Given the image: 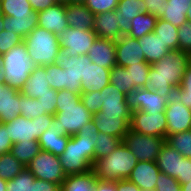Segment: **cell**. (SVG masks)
<instances>
[{"instance_id":"d4e9b609","label":"cell","mask_w":191,"mask_h":191,"mask_svg":"<svg viewBox=\"0 0 191 191\" xmlns=\"http://www.w3.org/2000/svg\"><path fill=\"white\" fill-rule=\"evenodd\" d=\"M66 18L69 27L80 30H93L95 14L85 4H66Z\"/></svg>"},{"instance_id":"ba28073f","label":"cell","mask_w":191,"mask_h":191,"mask_svg":"<svg viewBox=\"0 0 191 191\" xmlns=\"http://www.w3.org/2000/svg\"><path fill=\"white\" fill-rule=\"evenodd\" d=\"M86 60L88 55L69 56L60 50L55 57V64L64 69V89L73 93H82L81 81H85Z\"/></svg>"},{"instance_id":"11a10c76","label":"cell","mask_w":191,"mask_h":191,"mask_svg":"<svg viewBox=\"0 0 191 191\" xmlns=\"http://www.w3.org/2000/svg\"><path fill=\"white\" fill-rule=\"evenodd\" d=\"M61 185L52 182L30 179L29 191H61Z\"/></svg>"},{"instance_id":"9f6ffc18","label":"cell","mask_w":191,"mask_h":191,"mask_svg":"<svg viewBox=\"0 0 191 191\" xmlns=\"http://www.w3.org/2000/svg\"><path fill=\"white\" fill-rule=\"evenodd\" d=\"M8 135V126L0 123V156L11 151L13 143Z\"/></svg>"},{"instance_id":"4dcf8cb0","label":"cell","mask_w":191,"mask_h":191,"mask_svg":"<svg viewBox=\"0 0 191 191\" xmlns=\"http://www.w3.org/2000/svg\"><path fill=\"white\" fill-rule=\"evenodd\" d=\"M157 17L145 11L134 17L130 23L129 31L126 35L131 38L139 39L144 35L154 32Z\"/></svg>"},{"instance_id":"7dc6e473","label":"cell","mask_w":191,"mask_h":191,"mask_svg":"<svg viewBox=\"0 0 191 191\" xmlns=\"http://www.w3.org/2000/svg\"><path fill=\"white\" fill-rule=\"evenodd\" d=\"M155 191H181V184L177 179L159 172L156 180Z\"/></svg>"},{"instance_id":"8d00e7d4","label":"cell","mask_w":191,"mask_h":191,"mask_svg":"<svg viewBox=\"0 0 191 191\" xmlns=\"http://www.w3.org/2000/svg\"><path fill=\"white\" fill-rule=\"evenodd\" d=\"M122 140L116 136H111L98 132V137L94 147V162L100 158L106 157L116 149Z\"/></svg>"},{"instance_id":"ffe728a7","label":"cell","mask_w":191,"mask_h":191,"mask_svg":"<svg viewBox=\"0 0 191 191\" xmlns=\"http://www.w3.org/2000/svg\"><path fill=\"white\" fill-rule=\"evenodd\" d=\"M20 92L24 96L38 99L44 94H56L57 91L50 88L45 67L35 66Z\"/></svg>"},{"instance_id":"680465c9","label":"cell","mask_w":191,"mask_h":191,"mask_svg":"<svg viewBox=\"0 0 191 191\" xmlns=\"http://www.w3.org/2000/svg\"><path fill=\"white\" fill-rule=\"evenodd\" d=\"M95 191H117L116 181L96 179Z\"/></svg>"},{"instance_id":"603a6c76","label":"cell","mask_w":191,"mask_h":191,"mask_svg":"<svg viewBox=\"0 0 191 191\" xmlns=\"http://www.w3.org/2000/svg\"><path fill=\"white\" fill-rule=\"evenodd\" d=\"M111 69L97 66L86 60L85 81H81L82 93L103 90L110 83Z\"/></svg>"},{"instance_id":"5b68a950","label":"cell","mask_w":191,"mask_h":191,"mask_svg":"<svg viewBox=\"0 0 191 191\" xmlns=\"http://www.w3.org/2000/svg\"><path fill=\"white\" fill-rule=\"evenodd\" d=\"M2 60L5 75L4 83L20 91L35 67L29 57L26 44L22 42L13 47L2 55Z\"/></svg>"},{"instance_id":"83f0119b","label":"cell","mask_w":191,"mask_h":191,"mask_svg":"<svg viewBox=\"0 0 191 191\" xmlns=\"http://www.w3.org/2000/svg\"><path fill=\"white\" fill-rule=\"evenodd\" d=\"M144 11L142 0H119L117 8L114 10L116 18L119 20L120 31L126 35L129 31L130 23L134 17Z\"/></svg>"},{"instance_id":"a7ac6f4b","label":"cell","mask_w":191,"mask_h":191,"mask_svg":"<svg viewBox=\"0 0 191 191\" xmlns=\"http://www.w3.org/2000/svg\"><path fill=\"white\" fill-rule=\"evenodd\" d=\"M186 17H187V22L191 23V5L187 10Z\"/></svg>"},{"instance_id":"b9f144b4","label":"cell","mask_w":191,"mask_h":191,"mask_svg":"<svg viewBox=\"0 0 191 191\" xmlns=\"http://www.w3.org/2000/svg\"><path fill=\"white\" fill-rule=\"evenodd\" d=\"M19 103L21 104L20 115L26 118L34 119L40 115H45V113L42 112V106L37 99L24 96L20 91Z\"/></svg>"},{"instance_id":"003e7915","label":"cell","mask_w":191,"mask_h":191,"mask_svg":"<svg viewBox=\"0 0 191 191\" xmlns=\"http://www.w3.org/2000/svg\"><path fill=\"white\" fill-rule=\"evenodd\" d=\"M4 29V16L0 12V32Z\"/></svg>"},{"instance_id":"6125c7cd","label":"cell","mask_w":191,"mask_h":191,"mask_svg":"<svg viewBox=\"0 0 191 191\" xmlns=\"http://www.w3.org/2000/svg\"><path fill=\"white\" fill-rule=\"evenodd\" d=\"M2 62H3L2 55H0V81L2 83H4L5 75H4V72H3L4 68H3V63Z\"/></svg>"},{"instance_id":"52a82bcc","label":"cell","mask_w":191,"mask_h":191,"mask_svg":"<svg viewBox=\"0 0 191 191\" xmlns=\"http://www.w3.org/2000/svg\"><path fill=\"white\" fill-rule=\"evenodd\" d=\"M53 117L54 115L45 114L30 119L19 115L5 123L8 126V136L13 144L21 141H38L40 135L49 128Z\"/></svg>"},{"instance_id":"f546056e","label":"cell","mask_w":191,"mask_h":191,"mask_svg":"<svg viewBox=\"0 0 191 191\" xmlns=\"http://www.w3.org/2000/svg\"><path fill=\"white\" fill-rule=\"evenodd\" d=\"M95 172L90 170L87 173L68 175L61 184V191H95Z\"/></svg>"},{"instance_id":"277c9868","label":"cell","mask_w":191,"mask_h":191,"mask_svg":"<svg viewBox=\"0 0 191 191\" xmlns=\"http://www.w3.org/2000/svg\"><path fill=\"white\" fill-rule=\"evenodd\" d=\"M138 160L123 141L106 157L96 160L92 170L99 180L119 181L127 179Z\"/></svg>"},{"instance_id":"f6af8a7d","label":"cell","mask_w":191,"mask_h":191,"mask_svg":"<svg viewBox=\"0 0 191 191\" xmlns=\"http://www.w3.org/2000/svg\"><path fill=\"white\" fill-rule=\"evenodd\" d=\"M119 0H86L85 5L89 11L97 15L100 13L114 11Z\"/></svg>"},{"instance_id":"d6986e66","label":"cell","mask_w":191,"mask_h":191,"mask_svg":"<svg viewBox=\"0 0 191 191\" xmlns=\"http://www.w3.org/2000/svg\"><path fill=\"white\" fill-rule=\"evenodd\" d=\"M159 172L160 169L156 162L138 161L127 179L141 190H155Z\"/></svg>"},{"instance_id":"ac0fdd59","label":"cell","mask_w":191,"mask_h":191,"mask_svg":"<svg viewBox=\"0 0 191 191\" xmlns=\"http://www.w3.org/2000/svg\"><path fill=\"white\" fill-rule=\"evenodd\" d=\"M87 55L97 66L112 69L116 65L115 41L97 37Z\"/></svg>"},{"instance_id":"f35d334b","label":"cell","mask_w":191,"mask_h":191,"mask_svg":"<svg viewBox=\"0 0 191 191\" xmlns=\"http://www.w3.org/2000/svg\"><path fill=\"white\" fill-rule=\"evenodd\" d=\"M151 64L138 63L132 66H128L125 69L128 71L130 77V86L135 88H146L147 81L149 79V69Z\"/></svg>"},{"instance_id":"89a4df30","label":"cell","mask_w":191,"mask_h":191,"mask_svg":"<svg viewBox=\"0 0 191 191\" xmlns=\"http://www.w3.org/2000/svg\"><path fill=\"white\" fill-rule=\"evenodd\" d=\"M55 3L68 4V0H54Z\"/></svg>"},{"instance_id":"8fae6325","label":"cell","mask_w":191,"mask_h":191,"mask_svg":"<svg viewBox=\"0 0 191 191\" xmlns=\"http://www.w3.org/2000/svg\"><path fill=\"white\" fill-rule=\"evenodd\" d=\"M98 36L93 30L68 27L58 35L61 49L69 56L87 55Z\"/></svg>"},{"instance_id":"f1b7e54d","label":"cell","mask_w":191,"mask_h":191,"mask_svg":"<svg viewBox=\"0 0 191 191\" xmlns=\"http://www.w3.org/2000/svg\"><path fill=\"white\" fill-rule=\"evenodd\" d=\"M38 26L37 12L31 16L22 17H5L4 16V29L5 31L13 32L24 39Z\"/></svg>"},{"instance_id":"6f0895ef","label":"cell","mask_w":191,"mask_h":191,"mask_svg":"<svg viewBox=\"0 0 191 191\" xmlns=\"http://www.w3.org/2000/svg\"><path fill=\"white\" fill-rule=\"evenodd\" d=\"M177 181L180 184L191 181V159L184 157L181 160L180 174Z\"/></svg>"},{"instance_id":"03108f58","label":"cell","mask_w":191,"mask_h":191,"mask_svg":"<svg viewBox=\"0 0 191 191\" xmlns=\"http://www.w3.org/2000/svg\"><path fill=\"white\" fill-rule=\"evenodd\" d=\"M86 0H68V4H84Z\"/></svg>"},{"instance_id":"836d02e7","label":"cell","mask_w":191,"mask_h":191,"mask_svg":"<svg viewBox=\"0 0 191 191\" xmlns=\"http://www.w3.org/2000/svg\"><path fill=\"white\" fill-rule=\"evenodd\" d=\"M0 12L5 17L31 16L35 11L28 0H0Z\"/></svg>"},{"instance_id":"e575fe53","label":"cell","mask_w":191,"mask_h":191,"mask_svg":"<svg viewBox=\"0 0 191 191\" xmlns=\"http://www.w3.org/2000/svg\"><path fill=\"white\" fill-rule=\"evenodd\" d=\"M10 152L26 166L40 152V145L38 141H21L14 143Z\"/></svg>"},{"instance_id":"f5cc1de1","label":"cell","mask_w":191,"mask_h":191,"mask_svg":"<svg viewBox=\"0 0 191 191\" xmlns=\"http://www.w3.org/2000/svg\"><path fill=\"white\" fill-rule=\"evenodd\" d=\"M100 111L107 115H131L132 113L126 102L103 103Z\"/></svg>"},{"instance_id":"e7e4bbea","label":"cell","mask_w":191,"mask_h":191,"mask_svg":"<svg viewBox=\"0 0 191 191\" xmlns=\"http://www.w3.org/2000/svg\"><path fill=\"white\" fill-rule=\"evenodd\" d=\"M6 185H7V180L0 178V191H7Z\"/></svg>"},{"instance_id":"db71d44e","label":"cell","mask_w":191,"mask_h":191,"mask_svg":"<svg viewBox=\"0 0 191 191\" xmlns=\"http://www.w3.org/2000/svg\"><path fill=\"white\" fill-rule=\"evenodd\" d=\"M41 106L42 112L45 114L54 115L56 113L57 97L56 94H44L37 99Z\"/></svg>"},{"instance_id":"ab89813d","label":"cell","mask_w":191,"mask_h":191,"mask_svg":"<svg viewBox=\"0 0 191 191\" xmlns=\"http://www.w3.org/2000/svg\"><path fill=\"white\" fill-rule=\"evenodd\" d=\"M110 84H113L120 92L127 95L134 88L130 86L128 71L119 65H115L110 72Z\"/></svg>"},{"instance_id":"74e56055","label":"cell","mask_w":191,"mask_h":191,"mask_svg":"<svg viewBox=\"0 0 191 191\" xmlns=\"http://www.w3.org/2000/svg\"><path fill=\"white\" fill-rule=\"evenodd\" d=\"M166 143L183 157L191 159V130L169 135L166 137Z\"/></svg>"},{"instance_id":"4316f807","label":"cell","mask_w":191,"mask_h":191,"mask_svg":"<svg viewBox=\"0 0 191 191\" xmlns=\"http://www.w3.org/2000/svg\"><path fill=\"white\" fill-rule=\"evenodd\" d=\"M138 43L144 53L146 62L151 65L171 51L159 37H156L154 32L139 38Z\"/></svg>"},{"instance_id":"44dd1931","label":"cell","mask_w":191,"mask_h":191,"mask_svg":"<svg viewBox=\"0 0 191 191\" xmlns=\"http://www.w3.org/2000/svg\"><path fill=\"white\" fill-rule=\"evenodd\" d=\"M69 138V135H65L62 130L56 127V118L53 117L49 128L40 135L38 143L40 150L60 156L64 152Z\"/></svg>"},{"instance_id":"5bb4252c","label":"cell","mask_w":191,"mask_h":191,"mask_svg":"<svg viewBox=\"0 0 191 191\" xmlns=\"http://www.w3.org/2000/svg\"><path fill=\"white\" fill-rule=\"evenodd\" d=\"M167 120L166 137L174 133L191 130V109L172 97L165 108Z\"/></svg>"},{"instance_id":"8992f818","label":"cell","mask_w":191,"mask_h":191,"mask_svg":"<svg viewBox=\"0 0 191 191\" xmlns=\"http://www.w3.org/2000/svg\"><path fill=\"white\" fill-rule=\"evenodd\" d=\"M24 43L35 66L54 64L55 57L61 50L58 35L38 26L24 37Z\"/></svg>"},{"instance_id":"30bf717a","label":"cell","mask_w":191,"mask_h":191,"mask_svg":"<svg viewBox=\"0 0 191 191\" xmlns=\"http://www.w3.org/2000/svg\"><path fill=\"white\" fill-rule=\"evenodd\" d=\"M26 167L36 179L59 185L63 183L67 176L61 166L59 156L45 150H40Z\"/></svg>"},{"instance_id":"7402d4cb","label":"cell","mask_w":191,"mask_h":191,"mask_svg":"<svg viewBox=\"0 0 191 191\" xmlns=\"http://www.w3.org/2000/svg\"><path fill=\"white\" fill-rule=\"evenodd\" d=\"M19 90L0 81V123L12 121L20 115Z\"/></svg>"},{"instance_id":"4fadbf2b","label":"cell","mask_w":191,"mask_h":191,"mask_svg":"<svg viewBox=\"0 0 191 191\" xmlns=\"http://www.w3.org/2000/svg\"><path fill=\"white\" fill-rule=\"evenodd\" d=\"M125 101L131 111L159 113L165 112L169 100L151 89L135 88L126 95Z\"/></svg>"},{"instance_id":"e0dca14e","label":"cell","mask_w":191,"mask_h":191,"mask_svg":"<svg viewBox=\"0 0 191 191\" xmlns=\"http://www.w3.org/2000/svg\"><path fill=\"white\" fill-rule=\"evenodd\" d=\"M38 27L59 35L69 27L66 18V5L55 3L43 11L37 12Z\"/></svg>"},{"instance_id":"cb8c5ba5","label":"cell","mask_w":191,"mask_h":191,"mask_svg":"<svg viewBox=\"0 0 191 191\" xmlns=\"http://www.w3.org/2000/svg\"><path fill=\"white\" fill-rule=\"evenodd\" d=\"M93 31L99 38L118 40L124 34L120 31L119 20L114 11L95 15Z\"/></svg>"},{"instance_id":"be15d7a7","label":"cell","mask_w":191,"mask_h":191,"mask_svg":"<svg viewBox=\"0 0 191 191\" xmlns=\"http://www.w3.org/2000/svg\"><path fill=\"white\" fill-rule=\"evenodd\" d=\"M181 191H191V181L181 184Z\"/></svg>"},{"instance_id":"484cf974","label":"cell","mask_w":191,"mask_h":191,"mask_svg":"<svg viewBox=\"0 0 191 191\" xmlns=\"http://www.w3.org/2000/svg\"><path fill=\"white\" fill-rule=\"evenodd\" d=\"M183 158L182 154L165 143L157 156L156 164L160 172L178 179Z\"/></svg>"},{"instance_id":"60d3db41","label":"cell","mask_w":191,"mask_h":191,"mask_svg":"<svg viewBox=\"0 0 191 191\" xmlns=\"http://www.w3.org/2000/svg\"><path fill=\"white\" fill-rule=\"evenodd\" d=\"M174 97L186 108L191 109V63L186 67L181 85L175 89Z\"/></svg>"},{"instance_id":"681fc988","label":"cell","mask_w":191,"mask_h":191,"mask_svg":"<svg viewBox=\"0 0 191 191\" xmlns=\"http://www.w3.org/2000/svg\"><path fill=\"white\" fill-rule=\"evenodd\" d=\"M101 104L112 102H126V95L120 92L113 84H108L100 91Z\"/></svg>"},{"instance_id":"d590c367","label":"cell","mask_w":191,"mask_h":191,"mask_svg":"<svg viewBox=\"0 0 191 191\" xmlns=\"http://www.w3.org/2000/svg\"><path fill=\"white\" fill-rule=\"evenodd\" d=\"M25 168L11 152H7L0 156V178L4 180H11L19 175Z\"/></svg>"},{"instance_id":"1f68e13d","label":"cell","mask_w":191,"mask_h":191,"mask_svg":"<svg viewBox=\"0 0 191 191\" xmlns=\"http://www.w3.org/2000/svg\"><path fill=\"white\" fill-rule=\"evenodd\" d=\"M167 2L168 7L160 18L176 27L186 23V13L191 5V0H167Z\"/></svg>"},{"instance_id":"91938a15","label":"cell","mask_w":191,"mask_h":191,"mask_svg":"<svg viewBox=\"0 0 191 191\" xmlns=\"http://www.w3.org/2000/svg\"><path fill=\"white\" fill-rule=\"evenodd\" d=\"M117 191H142L136 184L128 179L116 181Z\"/></svg>"},{"instance_id":"bcb514c9","label":"cell","mask_w":191,"mask_h":191,"mask_svg":"<svg viewBox=\"0 0 191 191\" xmlns=\"http://www.w3.org/2000/svg\"><path fill=\"white\" fill-rule=\"evenodd\" d=\"M24 39L19 35L2 30L0 32V55L7 53L13 47L20 45Z\"/></svg>"},{"instance_id":"9a60e30c","label":"cell","mask_w":191,"mask_h":191,"mask_svg":"<svg viewBox=\"0 0 191 191\" xmlns=\"http://www.w3.org/2000/svg\"><path fill=\"white\" fill-rule=\"evenodd\" d=\"M116 64L124 68L138 63H147L138 39L123 35L115 41Z\"/></svg>"},{"instance_id":"2e32d148","label":"cell","mask_w":191,"mask_h":191,"mask_svg":"<svg viewBox=\"0 0 191 191\" xmlns=\"http://www.w3.org/2000/svg\"><path fill=\"white\" fill-rule=\"evenodd\" d=\"M93 120L99 132L116 136L122 141L130 130L131 115H107L98 111L93 114Z\"/></svg>"},{"instance_id":"ee69618b","label":"cell","mask_w":191,"mask_h":191,"mask_svg":"<svg viewBox=\"0 0 191 191\" xmlns=\"http://www.w3.org/2000/svg\"><path fill=\"white\" fill-rule=\"evenodd\" d=\"M44 67L50 88L56 91L64 89V69L55 63Z\"/></svg>"},{"instance_id":"7a4b0ae2","label":"cell","mask_w":191,"mask_h":191,"mask_svg":"<svg viewBox=\"0 0 191 191\" xmlns=\"http://www.w3.org/2000/svg\"><path fill=\"white\" fill-rule=\"evenodd\" d=\"M98 132L96 123L92 119L76 135L70 136L64 152L59 156L61 166L67 176L92 170Z\"/></svg>"},{"instance_id":"7c38bea8","label":"cell","mask_w":191,"mask_h":191,"mask_svg":"<svg viewBox=\"0 0 191 191\" xmlns=\"http://www.w3.org/2000/svg\"><path fill=\"white\" fill-rule=\"evenodd\" d=\"M130 129L140 134L166 138L167 120L165 112L132 111Z\"/></svg>"},{"instance_id":"f907efd6","label":"cell","mask_w":191,"mask_h":191,"mask_svg":"<svg viewBox=\"0 0 191 191\" xmlns=\"http://www.w3.org/2000/svg\"><path fill=\"white\" fill-rule=\"evenodd\" d=\"M179 49L191 55V23L186 22L178 27Z\"/></svg>"},{"instance_id":"94428289","label":"cell","mask_w":191,"mask_h":191,"mask_svg":"<svg viewBox=\"0 0 191 191\" xmlns=\"http://www.w3.org/2000/svg\"><path fill=\"white\" fill-rule=\"evenodd\" d=\"M35 12L43 11L55 4L54 0H28Z\"/></svg>"},{"instance_id":"6da1fadb","label":"cell","mask_w":191,"mask_h":191,"mask_svg":"<svg viewBox=\"0 0 191 191\" xmlns=\"http://www.w3.org/2000/svg\"><path fill=\"white\" fill-rule=\"evenodd\" d=\"M191 63V55L180 49L171 50L162 59L151 65L146 88L156 91L170 100L175 89L180 87L186 67Z\"/></svg>"},{"instance_id":"9c48e42d","label":"cell","mask_w":191,"mask_h":191,"mask_svg":"<svg viewBox=\"0 0 191 191\" xmlns=\"http://www.w3.org/2000/svg\"><path fill=\"white\" fill-rule=\"evenodd\" d=\"M123 143L138 161L156 162L166 138L140 134L130 129L124 136Z\"/></svg>"},{"instance_id":"816d5d0a","label":"cell","mask_w":191,"mask_h":191,"mask_svg":"<svg viewBox=\"0 0 191 191\" xmlns=\"http://www.w3.org/2000/svg\"><path fill=\"white\" fill-rule=\"evenodd\" d=\"M144 11L160 18L168 7L167 0H142Z\"/></svg>"},{"instance_id":"3957f363","label":"cell","mask_w":191,"mask_h":191,"mask_svg":"<svg viewBox=\"0 0 191 191\" xmlns=\"http://www.w3.org/2000/svg\"><path fill=\"white\" fill-rule=\"evenodd\" d=\"M57 105L56 127L65 135H76L78 131L93 119L81 101V93H73L66 89L56 92Z\"/></svg>"},{"instance_id":"7bdbcfd3","label":"cell","mask_w":191,"mask_h":191,"mask_svg":"<svg viewBox=\"0 0 191 191\" xmlns=\"http://www.w3.org/2000/svg\"><path fill=\"white\" fill-rule=\"evenodd\" d=\"M30 179H36L32 172L25 166L21 173L7 181V191H29Z\"/></svg>"},{"instance_id":"c3c4849f","label":"cell","mask_w":191,"mask_h":191,"mask_svg":"<svg viewBox=\"0 0 191 191\" xmlns=\"http://www.w3.org/2000/svg\"><path fill=\"white\" fill-rule=\"evenodd\" d=\"M100 95V91L81 93V101L85 108L92 114L102 109L103 104H101Z\"/></svg>"},{"instance_id":"d6a6232c","label":"cell","mask_w":191,"mask_h":191,"mask_svg":"<svg viewBox=\"0 0 191 191\" xmlns=\"http://www.w3.org/2000/svg\"><path fill=\"white\" fill-rule=\"evenodd\" d=\"M156 37H159L170 50L179 49L178 27L161 18L157 19L154 28Z\"/></svg>"}]
</instances>
